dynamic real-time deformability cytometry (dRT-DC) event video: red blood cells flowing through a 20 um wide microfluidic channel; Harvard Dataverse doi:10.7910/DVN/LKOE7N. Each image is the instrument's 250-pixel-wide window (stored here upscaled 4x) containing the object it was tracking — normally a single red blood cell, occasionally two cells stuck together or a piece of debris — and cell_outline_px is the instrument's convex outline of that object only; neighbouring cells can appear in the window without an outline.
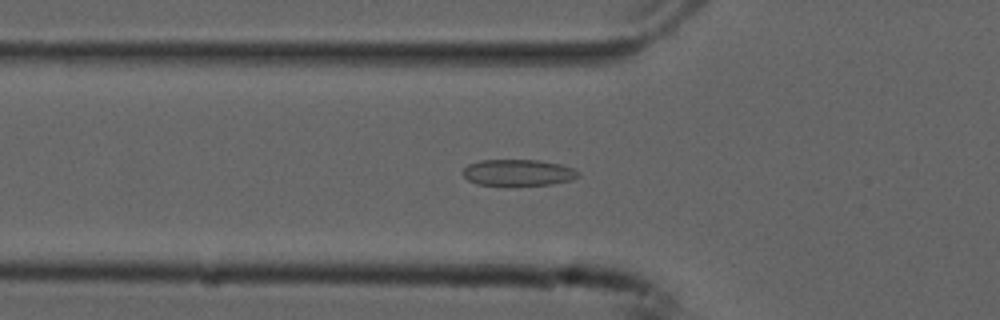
{"species": "common noctule bat (a hibernating species)", "species_latin": "Nyctalus noctula", "temperature_condition": "cold", "stored_images_in_passage": 42, "camera_frame_rate_fps": 3000, "um_per_image_px": 0.085, "animal": {"sex": "male", "forearm_length_mm": 52.5}, "frame": {"image": 1, "passage_image": 6, "time_ms": 1.667, "image_size_px": [1000, 320], "cell_outline_px": [[580, 176], [572, 180], [552, 184], [508, 188], [504, 188], [476, 184], [468, 180], [460, 172], [468, 164], [480, 160], [536, 160], [560, 164], [572, 168], [580, 172]], "centroid_in_image_um": [44.0, 14.72], "position_along_channel_um": 81.8, "area_um2": 18.67}}
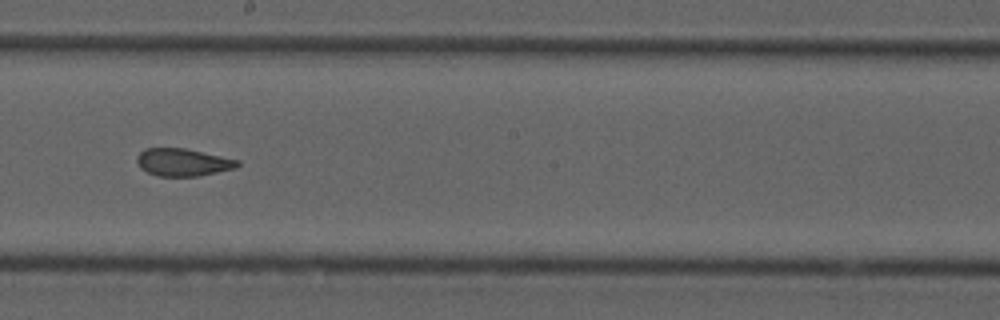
{"frame": {"image": 2, "passage_image": 18, "time_ms": 5.667, "image_size_px": [1000, 320], "cell_outline_px": [[240, 164], [236, 168], [200, 176], [156, 176], [140, 168], [136, 160], [136, 156], [144, 148], [184, 148], [240, 160]], "centroid_in_image_um": [15.54, 13.79], "position_along_channel_um": 232.7, "area_um2": 16.24}}
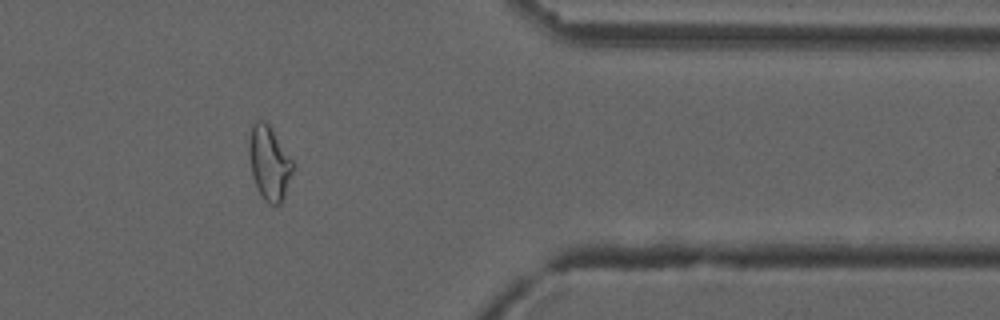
{"frame": {"image": 3, "passage_image": 32, "time_ms": 10.333, "image_size_px": [1000, 320], "cell_outline_px": [[292, 172], [284, 196], [280, 204], [268, 204], [264, 200], [252, 176], [248, 152], [248, 140], [252, 124], [256, 120], [268, 120], [292, 160]], "centroid_in_image_um": [22.85, 13.78], "position_along_channel_um": 388.5, "area_um2": 18.96}, "authors_computed_cell_mechanics": {"area_um2": 17.9469, "velocity_mm_per_s": 3.7573, "shape_relaxation_time_tau1_ms": null, "shape_relaxation_time_tau2_ms": 1.6693, "deformation_change_tau1": null, "deformation_change_tau2": 0.069}}